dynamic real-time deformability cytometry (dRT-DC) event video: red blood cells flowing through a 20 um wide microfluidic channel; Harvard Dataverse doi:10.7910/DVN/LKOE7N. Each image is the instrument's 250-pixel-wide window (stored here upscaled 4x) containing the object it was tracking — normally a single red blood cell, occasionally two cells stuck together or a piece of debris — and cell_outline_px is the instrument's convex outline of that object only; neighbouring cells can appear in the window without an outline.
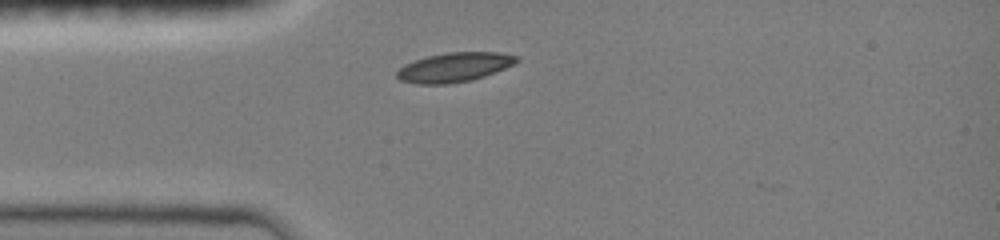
{"species": "common noctule bat (a hibernating species)", "species_latin": "Nyctalus noctula", "temperature_condition": "room temperature", "stored_images_in_passage": 5, "camera_frame_rate_fps": 3000, "um_per_image_px": 0.085, "animal": {"sex": "female", "body_mass_g": 19.0, "forearm_length_mm": 51.5}, "frame": {"image": 1, "passage_image": 3, "time_ms": 0.667, "image_size_px": [1000, 240], "cell_outline_px": [[520, 60], [516, 64], [484, 76], [472, 80], [448, 84], [416, 84], [400, 80], [396, 76], [396, 72], [404, 64], [428, 56], [448, 52], [500, 52], [516, 56]], "centroid_in_image_um": [38.63, 5.72], "position_along_channel_um": 46.4, "area_um2": 20.52}}